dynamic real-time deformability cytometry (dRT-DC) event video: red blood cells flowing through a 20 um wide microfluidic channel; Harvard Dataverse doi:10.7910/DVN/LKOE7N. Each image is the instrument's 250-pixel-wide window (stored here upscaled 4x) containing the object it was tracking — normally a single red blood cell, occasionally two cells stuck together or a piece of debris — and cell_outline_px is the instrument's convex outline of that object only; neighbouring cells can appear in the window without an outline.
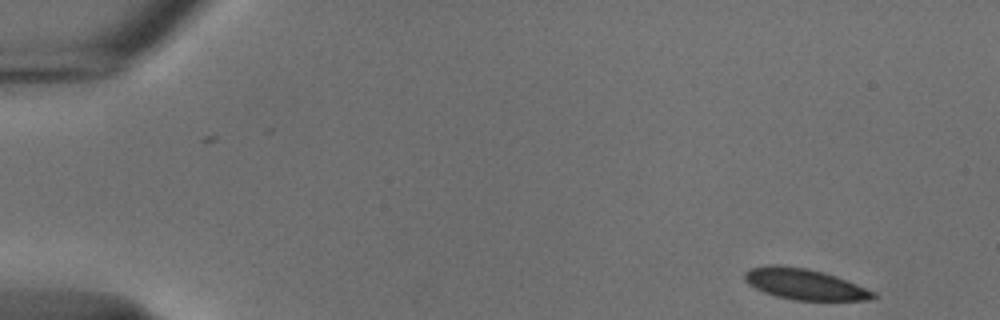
{"species": "common noctule bat (a hibernating species)", "species_latin": "Nyctalus noctula", "temperature_condition": "cold", "stored_images_in_passage": 51, "camera_frame_rate_fps": 3000, "um_per_image_px": 0.085, "animal": {"sex": "male", "body_mass_g": 18.8}, "frame": {"image": 1, "passage_image": 1, "time_ms": 0.0, "image_size_px": [1000, 320], "cell_outline_px": [[876, 296], [868, 300], [796, 300], [776, 296], [764, 292], [748, 284], [744, 280], [744, 272], [748, 268], [764, 264], [780, 264], [808, 268], [824, 272], [836, 276], [876, 292]], "centroid_in_image_um": [68.33, 24.12], "position_along_channel_um": 16.7, "area_um2": 23.35}}
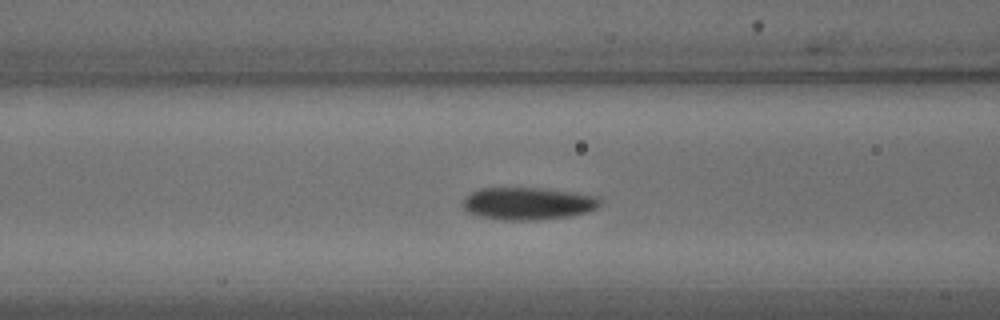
{"frame": {"image": 2, "passage_image": 19, "time_ms": 6.0, "image_size_px": [1000, 320], "cell_outline_px": [[600, 204], [596, 208], [588, 212], [572, 216], [536, 220], [500, 220], [476, 216], [468, 212], [464, 208], [464, 196], [480, 188], [544, 188], [596, 196], [600, 200]], "centroid_in_image_um": [44.85, 17.31], "position_along_channel_um": 121.8, "area_um2": 26.01}}
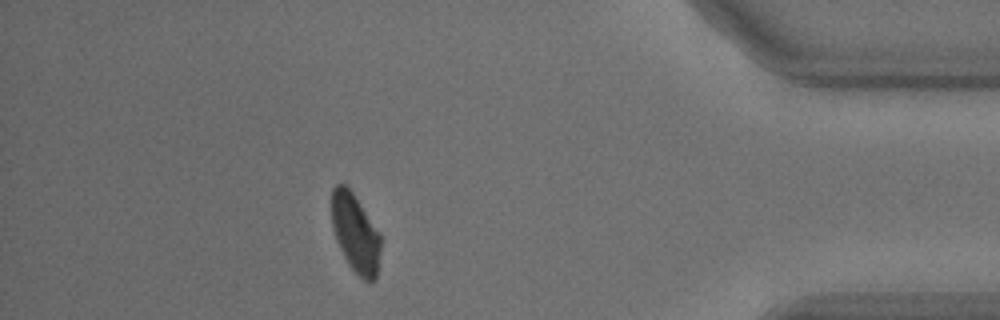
{"frame": {"image": 3, "passage_image": 45, "time_ms": 14.667, "image_size_px": [1000, 320], "cell_outline_px": [[380, 248], [376, 280], [372, 284], [364, 280], [348, 264], [336, 240], [332, 228], [332, 188], [336, 184], [344, 184], [352, 192], [380, 232]], "centroid_in_image_um": [30.21, 19.84], "position_along_channel_um": 405.0, "area_um2": 22.37}, "authors_computed_cell_mechanics": {"area_um2": 25.0274, "velocity_mm_per_s": 3.7169, "shape_relaxation_time_tau1_ms": 3.8585, "shape_relaxation_time_tau2_ms": null, "deformation_change_tau1": 0.1157, "deformation_change_tau2": null}}